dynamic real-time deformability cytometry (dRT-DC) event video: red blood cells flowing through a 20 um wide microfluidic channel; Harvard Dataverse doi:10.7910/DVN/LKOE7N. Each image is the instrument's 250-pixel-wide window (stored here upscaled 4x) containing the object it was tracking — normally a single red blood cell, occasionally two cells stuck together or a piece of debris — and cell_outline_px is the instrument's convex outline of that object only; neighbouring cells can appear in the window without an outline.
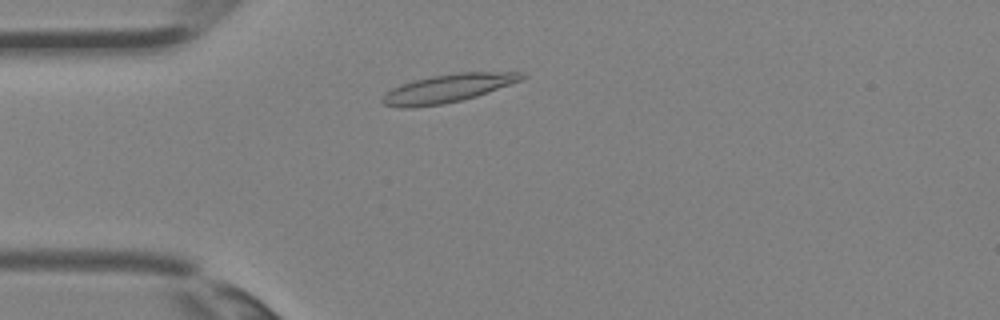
{"species": "Egyptian fruit bat (a non-hibernating species)", "species_latin": "Rousettus aegyptiacus", "temperature_condition": "room temperature", "stored_images_in_passage": 2, "camera_frame_rate_fps": 3000, "um_per_image_px": 0.085, "animal": {"sex": "female"}, "frame": {"image": 1, "passage_image": 2, "time_ms": 0.333, "image_size_px": [1000, 320], "cell_outline_px": [[528, 76], [520, 80], [488, 92], [476, 96], [460, 100], [440, 104], [412, 108], [400, 108], [384, 104], [380, 100], [384, 92], [400, 84], [412, 80], [432, 76], [456, 72], [524, 72]], "centroid_in_image_um": [38.01, 7.5], "position_along_channel_um": 47.0, "area_um2": 22.95}}